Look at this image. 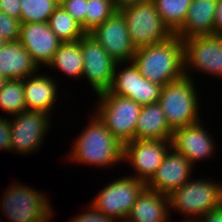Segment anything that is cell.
<instances>
[{
  "instance_id": "ac0fdd59",
  "label": "cell",
  "mask_w": 222,
  "mask_h": 222,
  "mask_svg": "<svg viewBox=\"0 0 222 222\" xmlns=\"http://www.w3.org/2000/svg\"><path fill=\"white\" fill-rule=\"evenodd\" d=\"M217 0H192L183 26L175 33L182 41L214 34Z\"/></svg>"
},
{
  "instance_id": "f546056e",
  "label": "cell",
  "mask_w": 222,
  "mask_h": 222,
  "mask_svg": "<svg viewBox=\"0 0 222 222\" xmlns=\"http://www.w3.org/2000/svg\"><path fill=\"white\" fill-rule=\"evenodd\" d=\"M61 6L85 31L86 0H65Z\"/></svg>"
},
{
  "instance_id": "4fadbf2b",
  "label": "cell",
  "mask_w": 222,
  "mask_h": 222,
  "mask_svg": "<svg viewBox=\"0 0 222 222\" xmlns=\"http://www.w3.org/2000/svg\"><path fill=\"white\" fill-rule=\"evenodd\" d=\"M122 64H125V68L119 71L118 67ZM162 87L144 78L133 62H125L116 64L113 82L108 91L143 106L158 102Z\"/></svg>"
},
{
  "instance_id": "ab89813d",
  "label": "cell",
  "mask_w": 222,
  "mask_h": 222,
  "mask_svg": "<svg viewBox=\"0 0 222 222\" xmlns=\"http://www.w3.org/2000/svg\"><path fill=\"white\" fill-rule=\"evenodd\" d=\"M58 5H61L65 0H54Z\"/></svg>"
},
{
  "instance_id": "7c38bea8",
  "label": "cell",
  "mask_w": 222,
  "mask_h": 222,
  "mask_svg": "<svg viewBox=\"0 0 222 222\" xmlns=\"http://www.w3.org/2000/svg\"><path fill=\"white\" fill-rule=\"evenodd\" d=\"M171 142L154 139H135L123 146V162H130L136 179L147 183L162 164Z\"/></svg>"
},
{
  "instance_id": "7402d4cb",
  "label": "cell",
  "mask_w": 222,
  "mask_h": 222,
  "mask_svg": "<svg viewBox=\"0 0 222 222\" xmlns=\"http://www.w3.org/2000/svg\"><path fill=\"white\" fill-rule=\"evenodd\" d=\"M172 131L158 102L141 107L136 123L135 139L170 141Z\"/></svg>"
},
{
  "instance_id": "603a6c76",
  "label": "cell",
  "mask_w": 222,
  "mask_h": 222,
  "mask_svg": "<svg viewBox=\"0 0 222 222\" xmlns=\"http://www.w3.org/2000/svg\"><path fill=\"white\" fill-rule=\"evenodd\" d=\"M83 64L81 45L76 41L62 43L47 66L78 80L82 78Z\"/></svg>"
},
{
  "instance_id": "7a4b0ae2",
  "label": "cell",
  "mask_w": 222,
  "mask_h": 222,
  "mask_svg": "<svg viewBox=\"0 0 222 222\" xmlns=\"http://www.w3.org/2000/svg\"><path fill=\"white\" fill-rule=\"evenodd\" d=\"M91 117L88 126L75 138L67 159L104 168L122 163L123 145L96 114Z\"/></svg>"
},
{
  "instance_id": "f1b7e54d",
  "label": "cell",
  "mask_w": 222,
  "mask_h": 222,
  "mask_svg": "<svg viewBox=\"0 0 222 222\" xmlns=\"http://www.w3.org/2000/svg\"><path fill=\"white\" fill-rule=\"evenodd\" d=\"M20 20L0 11V39L5 42L17 41L20 38Z\"/></svg>"
},
{
  "instance_id": "e0dca14e",
  "label": "cell",
  "mask_w": 222,
  "mask_h": 222,
  "mask_svg": "<svg viewBox=\"0 0 222 222\" xmlns=\"http://www.w3.org/2000/svg\"><path fill=\"white\" fill-rule=\"evenodd\" d=\"M192 171L193 165L187 158L170 148L156 173L146 183V187L170 195L192 178Z\"/></svg>"
},
{
  "instance_id": "52a82bcc",
  "label": "cell",
  "mask_w": 222,
  "mask_h": 222,
  "mask_svg": "<svg viewBox=\"0 0 222 222\" xmlns=\"http://www.w3.org/2000/svg\"><path fill=\"white\" fill-rule=\"evenodd\" d=\"M119 11L125 18L130 39L136 49L163 42L173 35L151 0L127 6Z\"/></svg>"
},
{
  "instance_id": "484cf974",
  "label": "cell",
  "mask_w": 222,
  "mask_h": 222,
  "mask_svg": "<svg viewBox=\"0 0 222 222\" xmlns=\"http://www.w3.org/2000/svg\"><path fill=\"white\" fill-rule=\"evenodd\" d=\"M0 108L8 115H18L26 110L24 79H8L0 89Z\"/></svg>"
},
{
  "instance_id": "5b68a950",
  "label": "cell",
  "mask_w": 222,
  "mask_h": 222,
  "mask_svg": "<svg viewBox=\"0 0 222 222\" xmlns=\"http://www.w3.org/2000/svg\"><path fill=\"white\" fill-rule=\"evenodd\" d=\"M7 189L0 204L4 216L11 222H48L54 216L48 198L41 191L19 182Z\"/></svg>"
},
{
  "instance_id": "9c48e42d",
  "label": "cell",
  "mask_w": 222,
  "mask_h": 222,
  "mask_svg": "<svg viewBox=\"0 0 222 222\" xmlns=\"http://www.w3.org/2000/svg\"><path fill=\"white\" fill-rule=\"evenodd\" d=\"M12 117L11 152L26 155L39 150L44 142V135L46 136L51 127V116L44 111L26 109Z\"/></svg>"
},
{
  "instance_id": "3957f363",
  "label": "cell",
  "mask_w": 222,
  "mask_h": 222,
  "mask_svg": "<svg viewBox=\"0 0 222 222\" xmlns=\"http://www.w3.org/2000/svg\"><path fill=\"white\" fill-rule=\"evenodd\" d=\"M216 183L203 178L190 179L169 195L170 210L188 217L183 222H195L202 215L216 210L222 205V185Z\"/></svg>"
},
{
  "instance_id": "83f0119b",
  "label": "cell",
  "mask_w": 222,
  "mask_h": 222,
  "mask_svg": "<svg viewBox=\"0 0 222 222\" xmlns=\"http://www.w3.org/2000/svg\"><path fill=\"white\" fill-rule=\"evenodd\" d=\"M116 11L113 0H86L85 32H91Z\"/></svg>"
},
{
  "instance_id": "44dd1931",
  "label": "cell",
  "mask_w": 222,
  "mask_h": 222,
  "mask_svg": "<svg viewBox=\"0 0 222 222\" xmlns=\"http://www.w3.org/2000/svg\"><path fill=\"white\" fill-rule=\"evenodd\" d=\"M53 77L36 74L24 79V97L27 110H39L50 113L56 103L58 87Z\"/></svg>"
},
{
  "instance_id": "e575fe53",
  "label": "cell",
  "mask_w": 222,
  "mask_h": 222,
  "mask_svg": "<svg viewBox=\"0 0 222 222\" xmlns=\"http://www.w3.org/2000/svg\"><path fill=\"white\" fill-rule=\"evenodd\" d=\"M214 34L222 35V0H217L214 19Z\"/></svg>"
},
{
  "instance_id": "d4e9b609",
  "label": "cell",
  "mask_w": 222,
  "mask_h": 222,
  "mask_svg": "<svg viewBox=\"0 0 222 222\" xmlns=\"http://www.w3.org/2000/svg\"><path fill=\"white\" fill-rule=\"evenodd\" d=\"M163 23L175 34L184 24L192 0H151Z\"/></svg>"
},
{
  "instance_id": "30bf717a",
  "label": "cell",
  "mask_w": 222,
  "mask_h": 222,
  "mask_svg": "<svg viewBox=\"0 0 222 222\" xmlns=\"http://www.w3.org/2000/svg\"><path fill=\"white\" fill-rule=\"evenodd\" d=\"M184 73L192 75L190 71L204 72L207 75H217L222 78V35H203L183 41Z\"/></svg>"
},
{
  "instance_id": "9a60e30c",
  "label": "cell",
  "mask_w": 222,
  "mask_h": 222,
  "mask_svg": "<svg viewBox=\"0 0 222 222\" xmlns=\"http://www.w3.org/2000/svg\"><path fill=\"white\" fill-rule=\"evenodd\" d=\"M170 142L171 148L185 156L193 166L198 160L212 157L215 151L214 139L202 122L174 129Z\"/></svg>"
},
{
  "instance_id": "d590c367",
  "label": "cell",
  "mask_w": 222,
  "mask_h": 222,
  "mask_svg": "<svg viewBox=\"0 0 222 222\" xmlns=\"http://www.w3.org/2000/svg\"><path fill=\"white\" fill-rule=\"evenodd\" d=\"M147 0H113L114 6L117 10H121L127 6L143 3Z\"/></svg>"
},
{
  "instance_id": "4dcf8cb0",
  "label": "cell",
  "mask_w": 222,
  "mask_h": 222,
  "mask_svg": "<svg viewBox=\"0 0 222 222\" xmlns=\"http://www.w3.org/2000/svg\"><path fill=\"white\" fill-rule=\"evenodd\" d=\"M89 209L82 214H78L76 217L70 220V222H116L112 217L97 211L92 205L89 204Z\"/></svg>"
},
{
  "instance_id": "8d00e7d4",
  "label": "cell",
  "mask_w": 222,
  "mask_h": 222,
  "mask_svg": "<svg viewBox=\"0 0 222 222\" xmlns=\"http://www.w3.org/2000/svg\"><path fill=\"white\" fill-rule=\"evenodd\" d=\"M8 79L2 75H0V89L5 85Z\"/></svg>"
},
{
  "instance_id": "277c9868",
  "label": "cell",
  "mask_w": 222,
  "mask_h": 222,
  "mask_svg": "<svg viewBox=\"0 0 222 222\" xmlns=\"http://www.w3.org/2000/svg\"><path fill=\"white\" fill-rule=\"evenodd\" d=\"M192 76L167 83L162 87L161 106L169 127L174 130L200 122L199 99Z\"/></svg>"
},
{
  "instance_id": "d6a6232c",
  "label": "cell",
  "mask_w": 222,
  "mask_h": 222,
  "mask_svg": "<svg viewBox=\"0 0 222 222\" xmlns=\"http://www.w3.org/2000/svg\"><path fill=\"white\" fill-rule=\"evenodd\" d=\"M20 2L21 0H0V11L20 20Z\"/></svg>"
},
{
  "instance_id": "1f68e13d",
  "label": "cell",
  "mask_w": 222,
  "mask_h": 222,
  "mask_svg": "<svg viewBox=\"0 0 222 222\" xmlns=\"http://www.w3.org/2000/svg\"><path fill=\"white\" fill-rule=\"evenodd\" d=\"M10 119L0 117V149L11 151Z\"/></svg>"
},
{
  "instance_id": "8992f818",
  "label": "cell",
  "mask_w": 222,
  "mask_h": 222,
  "mask_svg": "<svg viewBox=\"0 0 222 222\" xmlns=\"http://www.w3.org/2000/svg\"><path fill=\"white\" fill-rule=\"evenodd\" d=\"M96 114L113 136L124 146L135 140L136 123L141 105L135 101L105 91L97 94Z\"/></svg>"
},
{
  "instance_id": "836d02e7",
  "label": "cell",
  "mask_w": 222,
  "mask_h": 222,
  "mask_svg": "<svg viewBox=\"0 0 222 222\" xmlns=\"http://www.w3.org/2000/svg\"><path fill=\"white\" fill-rule=\"evenodd\" d=\"M195 222H222V205L199 217Z\"/></svg>"
},
{
  "instance_id": "cb8c5ba5",
  "label": "cell",
  "mask_w": 222,
  "mask_h": 222,
  "mask_svg": "<svg viewBox=\"0 0 222 222\" xmlns=\"http://www.w3.org/2000/svg\"><path fill=\"white\" fill-rule=\"evenodd\" d=\"M48 24L63 43L76 42L86 34L81 25L61 5L50 16Z\"/></svg>"
},
{
  "instance_id": "d6986e66",
  "label": "cell",
  "mask_w": 222,
  "mask_h": 222,
  "mask_svg": "<svg viewBox=\"0 0 222 222\" xmlns=\"http://www.w3.org/2000/svg\"><path fill=\"white\" fill-rule=\"evenodd\" d=\"M169 195L145 187L127 217L131 222H168Z\"/></svg>"
},
{
  "instance_id": "f35d334b",
  "label": "cell",
  "mask_w": 222,
  "mask_h": 222,
  "mask_svg": "<svg viewBox=\"0 0 222 222\" xmlns=\"http://www.w3.org/2000/svg\"><path fill=\"white\" fill-rule=\"evenodd\" d=\"M116 222H131L128 218L121 219V221L116 220Z\"/></svg>"
},
{
  "instance_id": "4316f807",
  "label": "cell",
  "mask_w": 222,
  "mask_h": 222,
  "mask_svg": "<svg viewBox=\"0 0 222 222\" xmlns=\"http://www.w3.org/2000/svg\"><path fill=\"white\" fill-rule=\"evenodd\" d=\"M59 5L54 0H21L20 22H48L50 16Z\"/></svg>"
},
{
  "instance_id": "8fae6325",
  "label": "cell",
  "mask_w": 222,
  "mask_h": 222,
  "mask_svg": "<svg viewBox=\"0 0 222 222\" xmlns=\"http://www.w3.org/2000/svg\"><path fill=\"white\" fill-rule=\"evenodd\" d=\"M82 49L83 72L96 94L108 91L113 82L116 62L88 33L78 40Z\"/></svg>"
},
{
  "instance_id": "2e32d148",
  "label": "cell",
  "mask_w": 222,
  "mask_h": 222,
  "mask_svg": "<svg viewBox=\"0 0 222 222\" xmlns=\"http://www.w3.org/2000/svg\"><path fill=\"white\" fill-rule=\"evenodd\" d=\"M19 41L38 67L44 64L47 66L63 43L48 22L21 24Z\"/></svg>"
},
{
  "instance_id": "ba28073f",
  "label": "cell",
  "mask_w": 222,
  "mask_h": 222,
  "mask_svg": "<svg viewBox=\"0 0 222 222\" xmlns=\"http://www.w3.org/2000/svg\"><path fill=\"white\" fill-rule=\"evenodd\" d=\"M145 187L146 183L135 177H120L101 189L90 205L114 220H121L129 216Z\"/></svg>"
},
{
  "instance_id": "6da1fadb",
  "label": "cell",
  "mask_w": 222,
  "mask_h": 222,
  "mask_svg": "<svg viewBox=\"0 0 222 222\" xmlns=\"http://www.w3.org/2000/svg\"><path fill=\"white\" fill-rule=\"evenodd\" d=\"M132 62L144 78L165 86L185 76L183 41L173 34L163 42L137 48Z\"/></svg>"
},
{
  "instance_id": "74e56055",
  "label": "cell",
  "mask_w": 222,
  "mask_h": 222,
  "mask_svg": "<svg viewBox=\"0 0 222 222\" xmlns=\"http://www.w3.org/2000/svg\"><path fill=\"white\" fill-rule=\"evenodd\" d=\"M5 44H6V42L4 40L0 39V50L3 49Z\"/></svg>"
},
{
  "instance_id": "5bb4252c",
  "label": "cell",
  "mask_w": 222,
  "mask_h": 222,
  "mask_svg": "<svg viewBox=\"0 0 222 222\" xmlns=\"http://www.w3.org/2000/svg\"><path fill=\"white\" fill-rule=\"evenodd\" d=\"M88 34L116 63L132 62L136 48L130 39L125 18L119 10Z\"/></svg>"
},
{
  "instance_id": "ffe728a7",
  "label": "cell",
  "mask_w": 222,
  "mask_h": 222,
  "mask_svg": "<svg viewBox=\"0 0 222 222\" xmlns=\"http://www.w3.org/2000/svg\"><path fill=\"white\" fill-rule=\"evenodd\" d=\"M38 68L19 40L6 42L0 50V75L7 79H25L35 75Z\"/></svg>"
}]
</instances>
